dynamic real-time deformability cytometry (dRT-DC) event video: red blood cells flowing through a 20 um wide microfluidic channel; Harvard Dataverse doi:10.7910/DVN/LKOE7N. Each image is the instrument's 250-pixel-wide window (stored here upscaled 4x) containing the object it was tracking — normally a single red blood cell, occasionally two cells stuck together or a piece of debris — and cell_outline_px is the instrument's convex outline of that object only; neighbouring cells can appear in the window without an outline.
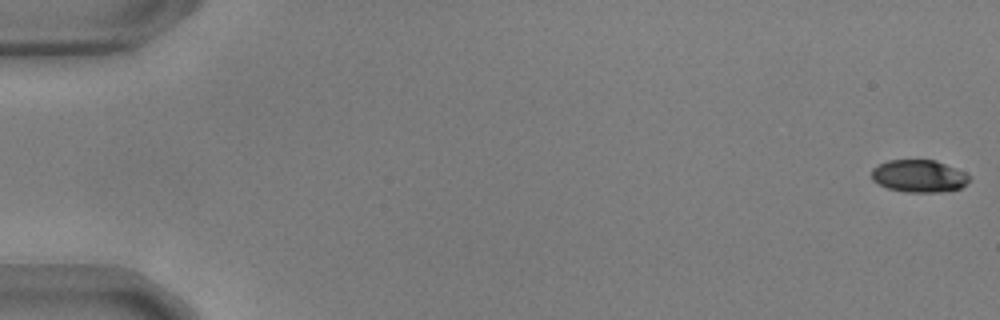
{"species": "common noctule bat (a hibernating species)", "species_latin": "Nyctalus noctula", "temperature_condition": "warm", "stored_images_in_passage": 55, "camera_frame_rate_fps": 3000, "um_per_image_px": 0.085, "animal": {"sex": "male", "body_mass_g": 17.9, "forearm_length_mm": 54.2}, "frame": {"image": 1, "passage_image": 1, "time_ms": 0.0, "image_size_px": [1000, 320], "cell_outline_px": [[972, 180], [968, 184], [960, 188], [940, 192], [904, 192], [888, 188], [872, 180], [872, 168], [888, 160], [936, 160], [964, 172], [972, 176]], "centroid_in_image_um": [78.15, 14.97], "position_along_channel_um": 6.8, "area_um2": 18.55}}
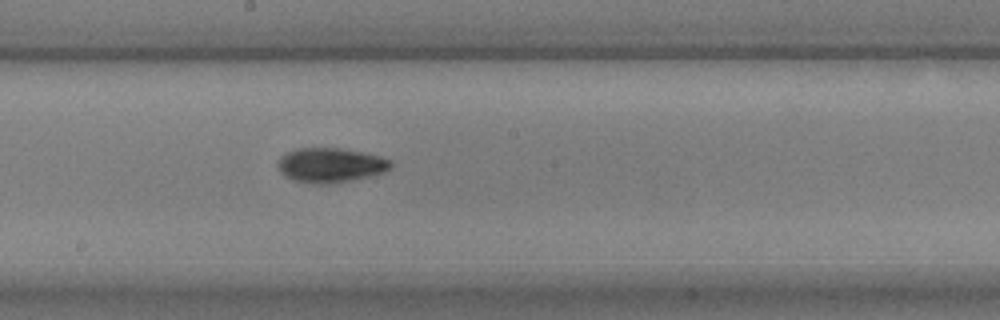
{"frame": {"image": 2, "passage_image": 31, "time_ms": 10.0, "image_size_px": [1000, 320], "cell_outline_px": [[392, 168], [384, 172], [372, 176], [328, 184], [316, 184], [292, 180], [284, 176], [280, 172], [276, 164], [280, 156], [296, 148], [340, 148], [380, 156], [392, 160]], "centroid_in_image_um": [28.08, 14.04], "position_along_channel_um": 220.1, "area_um2": 22.95}}
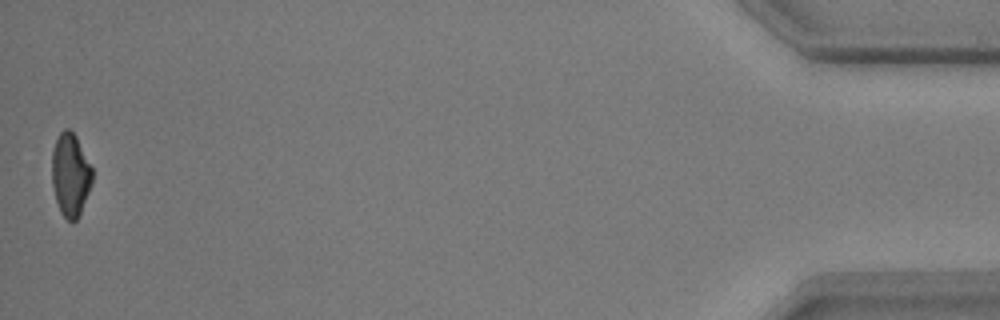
{"frame": {"image": 3, "passage_image": 55, "time_ms": 18.0, "image_size_px": [1000, 320], "cell_outline_px": [[92, 184], [80, 216], [72, 224], [60, 212], [56, 200], [52, 184], [52, 152], [56, 140], [60, 132], [64, 128], [68, 128], [76, 136], [92, 168]], "centroid_in_image_um": [5.99, 14.89], "position_along_channel_um": 429.2, "area_um2": 19.65}, "authors_computed_cell_mechanics": {"area_um2": 20.6346, "velocity_mm_per_s": 3.7068, "shape_relaxation_time_tau1_ms": 3.4542, "shape_relaxation_time_tau2_ms": 3.4108, "deformation_change_tau1": 0.1322, "deformation_change_tau2": 0.0844}}